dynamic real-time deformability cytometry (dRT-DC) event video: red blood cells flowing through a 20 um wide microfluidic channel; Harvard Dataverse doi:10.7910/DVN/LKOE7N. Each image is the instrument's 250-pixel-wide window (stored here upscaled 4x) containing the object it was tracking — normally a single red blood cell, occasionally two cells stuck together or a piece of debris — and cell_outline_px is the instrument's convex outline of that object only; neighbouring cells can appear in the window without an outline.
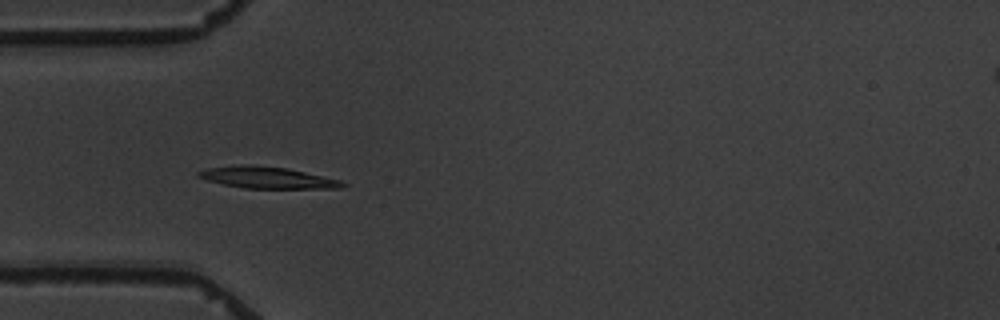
{"species": "common noctule bat (a hibernating species)", "species_latin": "Nyctalus noctula", "temperature_condition": "warm", "stored_images_in_passage": 6, "camera_frame_rate_fps": 3000, "um_per_image_px": 0.085, "animal": {"sex": "male", "body_mass_g": 19.5, "forearm_length_mm": 54.6}, "frame": {"image": 1, "passage_image": 5, "time_ms": 5.667, "image_size_px": [1000, 320], "cell_outline_px": [[348, 184], [340, 188], [244, 188], [224, 184], [208, 180], [196, 176], [196, 172], [208, 168], [240, 164], [252, 164], [288, 168], [340, 180]], "centroid_in_image_um": [22.7, 15.08], "position_along_channel_um": 62.3, "area_um2": 18.09}}
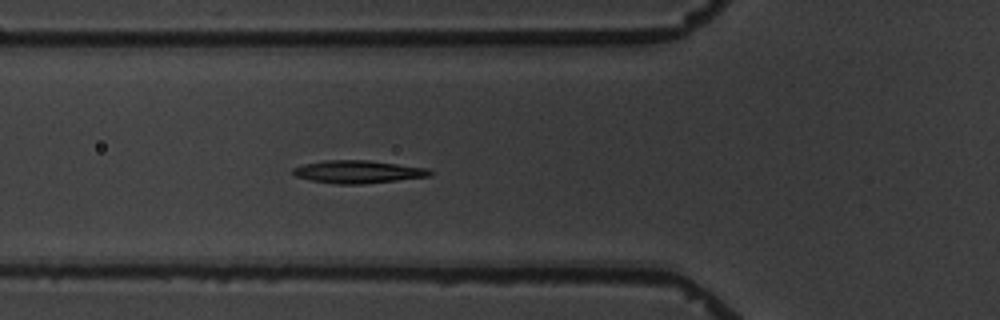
{"frame": {"image": 2, "passage_image": 6, "time_ms": 6.667, "image_size_px": [1000, 320], "cell_outline_px": [[432, 176], [364, 184], [336, 184], [312, 180], [296, 176], [292, 172], [292, 168], [304, 164], [324, 160], [368, 160], [428, 168], [432, 172]], "centroid_in_image_um": [30.45, 14.6], "position_along_channel_um": 95.4, "area_um2": 18.15}}